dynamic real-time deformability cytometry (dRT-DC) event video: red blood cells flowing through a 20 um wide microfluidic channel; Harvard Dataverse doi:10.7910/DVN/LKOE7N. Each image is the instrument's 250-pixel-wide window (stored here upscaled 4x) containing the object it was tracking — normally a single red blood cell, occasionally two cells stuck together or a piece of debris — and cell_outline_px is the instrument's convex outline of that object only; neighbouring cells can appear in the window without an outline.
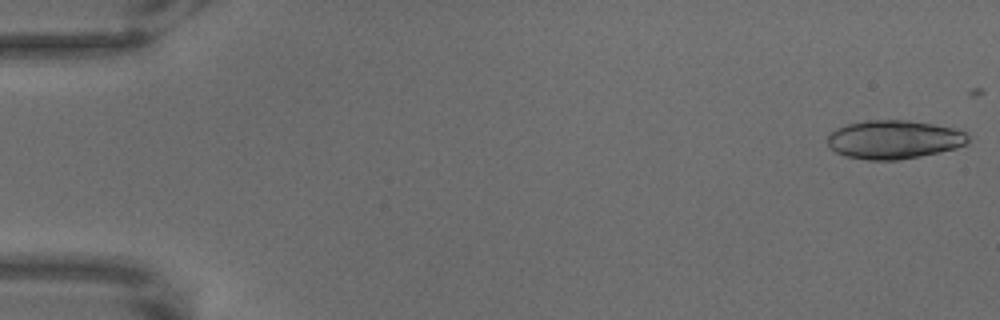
{"species": "common noctule bat (a hibernating species)", "species_latin": "Nyctalus noctula", "temperature_condition": "warm", "stored_images_in_passage": 25, "camera_frame_rate_fps": 3000, "um_per_image_px": 0.085, "animal": {"sex": "male", "body_mass_g": 18.8}, "frame": {"image": 1, "passage_image": 1, "time_ms": 0.0, "image_size_px": [1000, 320], "cell_outline_px": [[968, 140], [964, 144], [956, 148], [920, 156], [900, 160], [868, 160], [848, 156], [836, 152], [828, 144], [828, 136], [836, 128], [848, 124], [864, 120], [908, 120], [932, 124], [952, 128], [964, 132], [968, 136]], "centroid_in_image_um": [75.97, 11.86], "position_along_channel_um": 9.0, "area_um2": 31.33}}